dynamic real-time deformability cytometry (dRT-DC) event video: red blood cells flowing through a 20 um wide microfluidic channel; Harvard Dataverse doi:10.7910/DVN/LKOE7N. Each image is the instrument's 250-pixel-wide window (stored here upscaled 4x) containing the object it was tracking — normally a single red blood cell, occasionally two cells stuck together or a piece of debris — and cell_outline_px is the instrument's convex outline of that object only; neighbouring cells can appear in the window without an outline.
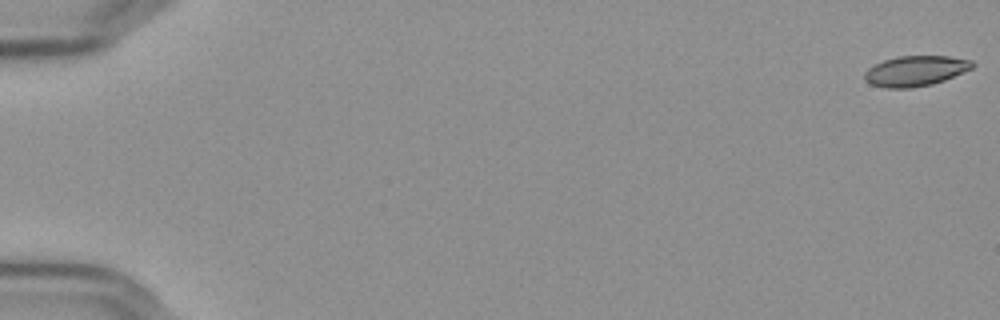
{"species": "Egyptian fruit bat (a non-hibernating species)", "species_latin": "Rousettus aegyptiacus", "temperature_condition": "cold", "stored_images_in_passage": 57, "camera_frame_rate_fps": 3000, "um_per_image_px": 0.085, "frame": {"image": 1, "passage_image": 1, "time_ms": 0.0, "image_size_px": [1000, 320], "cell_outline_px": [[976, 64], [972, 68], [944, 80], [932, 84], [912, 88], [888, 88], [868, 84], [864, 80], [864, 72], [868, 68], [884, 60], [896, 56], [948, 56], [972, 60]], "centroid_in_image_um": [77.79, 6.03], "position_along_channel_um": 7.2, "area_um2": 19.13}}
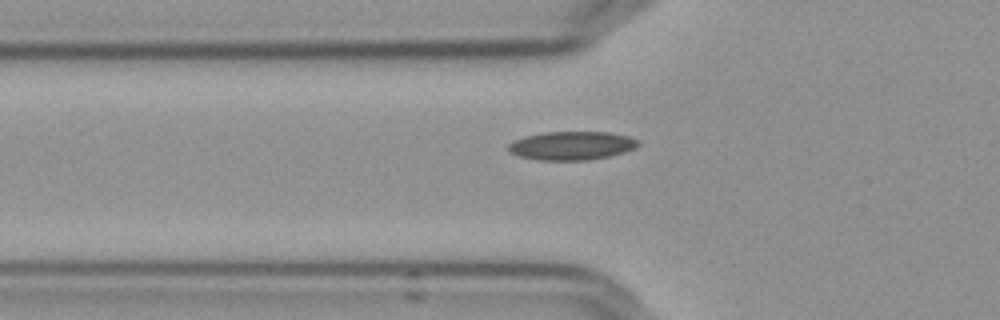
{"frame": {"image": 2, "passage_image": 21, "time_ms": 6.667, "image_size_px": [1000, 320], "cell_outline_px": [[640, 144], [636, 148], [624, 152], [608, 156], [588, 160], [536, 160], [520, 156], [508, 152], [508, 144], [524, 136], [544, 132], [608, 132], [628, 136], [640, 140]], "centroid_in_image_um": [48.6, 12.38], "position_along_channel_um": 77.2, "area_um2": 21.68}}
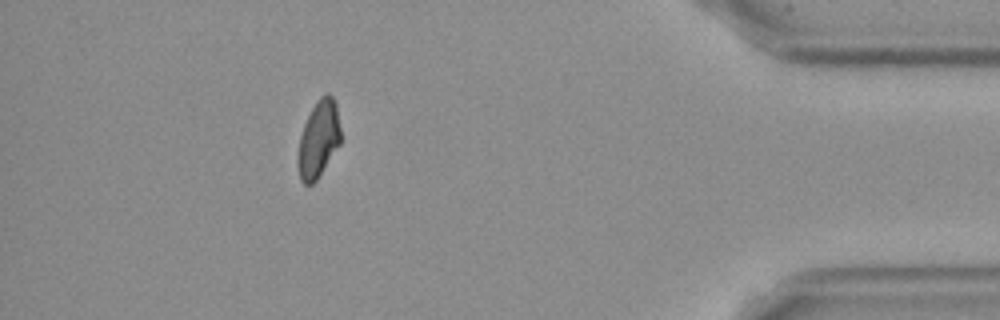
{"frame": {"image": 3, "passage_image": 52, "time_ms": 17.0, "image_size_px": [1000, 320], "cell_outline_px": [[340, 144], [316, 180], [312, 184], [304, 184], [300, 180], [296, 164], [296, 160], [300, 136], [304, 124], [316, 100], [324, 92], [328, 92], [332, 96], [336, 104], [340, 128]], "centroid_in_image_um": [27.05, 11.82], "position_along_channel_um": 408.1, "area_um2": 19.31}, "authors_computed_cell_mechanics": {"area_um2": 19.8254, "velocity_mm_per_s": 3.6211, "shape_relaxation_time_tau1_ms": null, "shape_relaxation_time_tau2_ms": 8.0393, "deformation_change_tau1": null, "deformation_change_tau2": 0.1164}}